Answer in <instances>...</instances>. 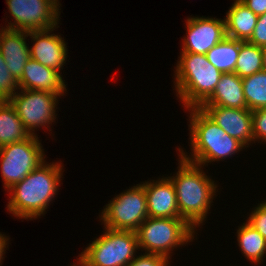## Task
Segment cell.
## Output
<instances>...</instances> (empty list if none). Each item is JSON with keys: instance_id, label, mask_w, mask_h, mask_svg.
Instances as JSON below:
<instances>
[{"instance_id": "11", "label": "cell", "mask_w": 266, "mask_h": 266, "mask_svg": "<svg viewBox=\"0 0 266 266\" xmlns=\"http://www.w3.org/2000/svg\"><path fill=\"white\" fill-rule=\"evenodd\" d=\"M189 17L185 20L187 33L181 41V52L206 54L227 36L224 19L205 16Z\"/></svg>"}, {"instance_id": "29", "label": "cell", "mask_w": 266, "mask_h": 266, "mask_svg": "<svg viewBox=\"0 0 266 266\" xmlns=\"http://www.w3.org/2000/svg\"><path fill=\"white\" fill-rule=\"evenodd\" d=\"M240 1L257 16L266 13V0H240Z\"/></svg>"}, {"instance_id": "28", "label": "cell", "mask_w": 266, "mask_h": 266, "mask_svg": "<svg viewBox=\"0 0 266 266\" xmlns=\"http://www.w3.org/2000/svg\"><path fill=\"white\" fill-rule=\"evenodd\" d=\"M247 42L261 48L266 46V13L258 16L256 26Z\"/></svg>"}, {"instance_id": "10", "label": "cell", "mask_w": 266, "mask_h": 266, "mask_svg": "<svg viewBox=\"0 0 266 266\" xmlns=\"http://www.w3.org/2000/svg\"><path fill=\"white\" fill-rule=\"evenodd\" d=\"M59 0H6L13 22L3 28L19 31L47 30L59 25Z\"/></svg>"}, {"instance_id": "12", "label": "cell", "mask_w": 266, "mask_h": 266, "mask_svg": "<svg viewBox=\"0 0 266 266\" xmlns=\"http://www.w3.org/2000/svg\"><path fill=\"white\" fill-rule=\"evenodd\" d=\"M227 135L240 141L246 148L254 144L252 111L248 108L200 106ZM252 143V144H251Z\"/></svg>"}, {"instance_id": "5", "label": "cell", "mask_w": 266, "mask_h": 266, "mask_svg": "<svg viewBox=\"0 0 266 266\" xmlns=\"http://www.w3.org/2000/svg\"><path fill=\"white\" fill-rule=\"evenodd\" d=\"M139 251L172 257L173 250L193 242L197 232L182 218L147 217L136 231ZM196 234V235H195Z\"/></svg>"}, {"instance_id": "3", "label": "cell", "mask_w": 266, "mask_h": 266, "mask_svg": "<svg viewBox=\"0 0 266 266\" xmlns=\"http://www.w3.org/2000/svg\"><path fill=\"white\" fill-rule=\"evenodd\" d=\"M187 111L191 152L176 148L185 160L206 167L208 163L224 161L245 150L240 141L227 135L200 107Z\"/></svg>"}, {"instance_id": "27", "label": "cell", "mask_w": 266, "mask_h": 266, "mask_svg": "<svg viewBox=\"0 0 266 266\" xmlns=\"http://www.w3.org/2000/svg\"><path fill=\"white\" fill-rule=\"evenodd\" d=\"M170 262L172 261L161 255L139 253L127 266H170Z\"/></svg>"}, {"instance_id": "31", "label": "cell", "mask_w": 266, "mask_h": 266, "mask_svg": "<svg viewBox=\"0 0 266 266\" xmlns=\"http://www.w3.org/2000/svg\"><path fill=\"white\" fill-rule=\"evenodd\" d=\"M262 55H263V71L266 72V46L262 47Z\"/></svg>"}, {"instance_id": "14", "label": "cell", "mask_w": 266, "mask_h": 266, "mask_svg": "<svg viewBox=\"0 0 266 266\" xmlns=\"http://www.w3.org/2000/svg\"><path fill=\"white\" fill-rule=\"evenodd\" d=\"M141 183L146 194L149 217L179 218L176 189L168 175Z\"/></svg>"}, {"instance_id": "23", "label": "cell", "mask_w": 266, "mask_h": 266, "mask_svg": "<svg viewBox=\"0 0 266 266\" xmlns=\"http://www.w3.org/2000/svg\"><path fill=\"white\" fill-rule=\"evenodd\" d=\"M263 70L262 48L240 41V50L234 73L240 78Z\"/></svg>"}, {"instance_id": "2", "label": "cell", "mask_w": 266, "mask_h": 266, "mask_svg": "<svg viewBox=\"0 0 266 266\" xmlns=\"http://www.w3.org/2000/svg\"><path fill=\"white\" fill-rule=\"evenodd\" d=\"M178 158L177 172L168 177L176 189L179 218L197 231L218 196V184L204 172L203 166L185 160L180 154Z\"/></svg>"}, {"instance_id": "1", "label": "cell", "mask_w": 266, "mask_h": 266, "mask_svg": "<svg viewBox=\"0 0 266 266\" xmlns=\"http://www.w3.org/2000/svg\"><path fill=\"white\" fill-rule=\"evenodd\" d=\"M61 162L49 163L45 160L23 180L8 189L9 214L23 220H36L44 216L63 179L64 165Z\"/></svg>"}, {"instance_id": "15", "label": "cell", "mask_w": 266, "mask_h": 266, "mask_svg": "<svg viewBox=\"0 0 266 266\" xmlns=\"http://www.w3.org/2000/svg\"><path fill=\"white\" fill-rule=\"evenodd\" d=\"M61 74L62 72L46 67L30 58L18 80L19 89L53 92L59 94L60 97L65 96L68 84H65L67 82Z\"/></svg>"}, {"instance_id": "18", "label": "cell", "mask_w": 266, "mask_h": 266, "mask_svg": "<svg viewBox=\"0 0 266 266\" xmlns=\"http://www.w3.org/2000/svg\"><path fill=\"white\" fill-rule=\"evenodd\" d=\"M224 16L227 37L247 42L256 26L258 16L240 0H233Z\"/></svg>"}, {"instance_id": "30", "label": "cell", "mask_w": 266, "mask_h": 266, "mask_svg": "<svg viewBox=\"0 0 266 266\" xmlns=\"http://www.w3.org/2000/svg\"><path fill=\"white\" fill-rule=\"evenodd\" d=\"M9 239V236L0 232V266H2L3 260L5 259L4 255L7 252L6 248L9 246Z\"/></svg>"}, {"instance_id": "6", "label": "cell", "mask_w": 266, "mask_h": 266, "mask_svg": "<svg viewBox=\"0 0 266 266\" xmlns=\"http://www.w3.org/2000/svg\"><path fill=\"white\" fill-rule=\"evenodd\" d=\"M103 231L78 257L88 266H127L139 251L137 233L106 227Z\"/></svg>"}, {"instance_id": "9", "label": "cell", "mask_w": 266, "mask_h": 266, "mask_svg": "<svg viewBox=\"0 0 266 266\" xmlns=\"http://www.w3.org/2000/svg\"><path fill=\"white\" fill-rule=\"evenodd\" d=\"M58 99L60 95L53 92L19 89L8 101L29 134L38 136L35 132L41 127L52 131L49 128L58 115Z\"/></svg>"}, {"instance_id": "13", "label": "cell", "mask_w": 266, "mask_h": 266, "mask_svg": "<svg viewBox=\"0 0 266 266\" xmlns=\"http://www.w3.org/2000/svg\"><path fill=\"white\" fill-rule=\"evenodd\" d=\"M56 26L47 30L28 31L33 45L30 48V58L46 67L61 72L68 58V43L64 37L54 34ZM53 33V34H52ZM33 40V41H32Z\"/></svg>"}, {"instance_id": "19", "label": "cell", "mask_w": 266, "mask_h": 266, "mask_svg": "<svg viewBox=\"0 0 266 266\" xmlns=\"http://www.w3.org/2000/svg\"><path fill=\"white\" fill-rule=\"evenodd\" d=\"M236 234L238 248L245 259L255 265L263 264L266 257L265 238L247 221L238 226Z\"/></svg>"}, {"instance_id": "17", "label": "cell", "mask_w": 266, "mask_h": 266, "mask_svg": "<svg viewBox=\"0 0 266 266\" xmlns=\"http://www.w3.org/2000/svg\"><path fill=\"white\" fill-rule=\"evenodd\" d=\"M201 106L247 108L242 78L235 73H224L213 94Z\"/></svg>"}, {"instance_id": "16", "label": "cell", "mask_w": 266, "mask_h": 266, "mask_svg": "<svg viewBox=\"0 0 266 266\" xmlns=\"http://www.w3.org/2000/svg\"><path fill=\"white\" fill-rule=\"evenodd\" d=\"M27 31L11 30L1 26L0 29V52L6 61L7 68L12 76L18 81L30 59V48L26 40Z\"/></svg>"}, {"instance_id": "8", "label": "cell", "mask_w": 266, "mask_h": 266, "mask_svg": "<svg viewBox=\"0 0 266 266\" xmlns=\"http://www.w3.org/2000/svg\"><path fill=\"white\" fill-rule=\"evenodd\" d=\"M47 158L41 140L31 135L24 141L0 148V171L5 191L23 180Z\"/></svg>"}, {"instance_id": "4", "label": "cell", "mask_w": 266, "mask_h": 266, "mask_svg": "<svg viewBox=\"0 0 266 266\" xmlns=\"http://www.w3.org/2000/svg\"><path fill=\"white\" fill-rule=\"evenodd\" d=\"M178 58L173 90L185 110L200 107L213 94L222 73L209 62L206 54L180 52Z\"/></svg>"}, {"instance_id": "7", "label": "cell", "mask_w": 266, "mask_h": 266, "mask_svg": "<svg viewBox=\"0 0 266 266\" xmlns=\"http://www.w3.org/2000/svg\"><path fill=\"white\" fill-rule=\"evenodd\" d=\"M99 214L104 227L113 230L137 231L148 217L147 199L142 183L115 195Z\"/></svg>"}, {"instance_id": "20", "label": "cell", "mask_w": 266, "mask_h": 266, "mask_svg": "<svg viewBox=\"0 0 266 266\" xmlns=\"http://www.w3.org/2000/svg\"><path fill=\"white\" fill-rule=\"evenodd\" d=\"M30 136L10 102L0 101V148Z\"/></svg>"}, {"instance_id": "25", "label": "cell", "mask_w": 266, "mask_h": 266, "mask_svg": "<svg viewBox=\"0 0 266 266\" xmlns=\"http://www.w3.org/2000/svg\"><path fill=\"white\" fill-rule=\"evenodd\" d=\"M246 221L254 227L266 240V200L253 207Z\"/></svg>"}, {"instance_id": "24", "label": "cell", "mask_w": 266, "mask_h": 266, "mask_svg": "<svg viewBox=\"0 0 266 266\" xmlns=\"http://www.w3.org/2000/svg\"><path fill=\"white\" fill-rule=\"evenodd\" d=\"M18 90V81L9 72L0 52V101H8Z\"/></svg>"}, {"instance_id": "32", "label": "cell", "mask_w": 266, "mask_h": 266, "mask_svg": "<svg viewBox=\"0 0 266 266\" xmlns=\"http://www.w3.org/2000/svg\"><path fill=\"white\" fill-rule=\"evenodd\" d=\"M77 260V263L73 262V264L70 266H84V261L79 257L76 259Z\"/></svg>"}, {"instance_id": "21", "label": "cell", "mask_w": 266, "mask_h": 266, "mask_svg": "<svg viewBox=\"0 0 266 266\" xmlns=\"http://www.w3.org/2000/svg\"><path fill=\"white\" fill-rule=\"evenodd\" d=\"M240 50V40L225 37L207 53V59L222 74L234 73Z\"/></svg>"}, {"instance_id": "22", "label": "cell", "mask_w": 266, "mask_h": 266, "mask_svg": "<svg viewBox=\"0 0 266 266\" xmlns=\"http://www.w3.org/2000/svg\"><path fill=\"white\" fill-rule=\"evenodd\" d=\"M247 108L251 111L266 107V72L260 71L242 78Z\"/></svg>"}, {"instance_id": "26", "label": "cell", "mask_w": 266, "mask_h": 266, "mask_svg": "<svg viewBox=\"0 0 266 266\" xmlns=\"http://www.w3.org/2000/svg\"><path fill=\"white\" fill-rule=\"evenodd\" d=\"M254 143L266 144V107L252 111Z\"/></svg>"}]
</instances>
